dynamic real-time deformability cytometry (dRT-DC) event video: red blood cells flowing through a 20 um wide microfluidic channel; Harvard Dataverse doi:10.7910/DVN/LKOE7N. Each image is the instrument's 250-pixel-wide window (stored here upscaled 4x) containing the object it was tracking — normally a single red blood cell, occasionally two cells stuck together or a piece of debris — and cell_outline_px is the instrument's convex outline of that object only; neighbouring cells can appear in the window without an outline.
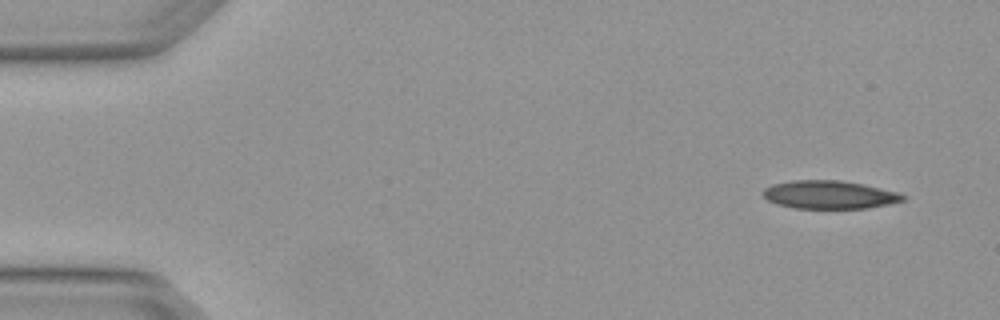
{"species": "Egyptian fruit bat (a non-hibernating species)", "species_latin": "Rousettus aegyptiacus", "temperature_condition": "warm", "stored_images_in_passage": 3, "camera_frame_rate_fps": 3000, "um_per_image_px": 0.085, "animal": {"sex": "female"}, "frame": {"image": 1, "passage_image": 1, "time_ms": 0.0, "image_size_px": [1000, 320], "cell_outline_px": [[908, 196], [904, 200], [888, 204], [868, 208], [796, 208], [776, 204], [768, 200], [760, 192], [764, 188], [772, 184], [792, 180], [840, 180], [864, 184], [900, 192]], "centroid_in_image_um": [70.51, 16.54], "position_along_channel_um": 14.5, "area_um2": 23.18}}